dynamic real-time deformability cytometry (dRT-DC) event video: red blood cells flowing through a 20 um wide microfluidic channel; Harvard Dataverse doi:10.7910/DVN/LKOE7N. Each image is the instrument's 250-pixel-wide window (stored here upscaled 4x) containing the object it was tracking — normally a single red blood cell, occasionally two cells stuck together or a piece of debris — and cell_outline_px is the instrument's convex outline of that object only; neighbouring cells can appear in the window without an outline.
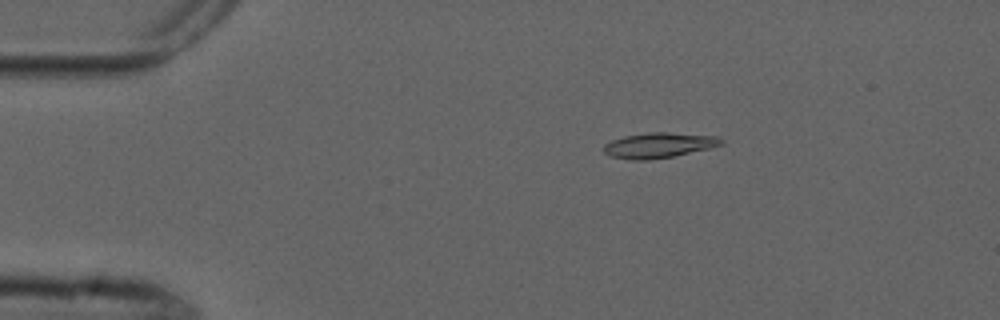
{"species": "common noctule bat (a hibernating species)", "species_latin": "Nyctalus noctula", "temperature_condition": "cold", "stored_images_in_passage": 5, "camera_frame_rate_fps": 3000, "um_per_image_px": 0.085, "animal": {"sex": "male", "forearm_length_mm": 52.5}, "frame": {"image": 1, "passage_image": 3, "time_ms": 2.333, "image_size_px": [1000, 320], "cell_outline_px": [[724, 144], [708, 148], [672, 156], [648, 160], [632, 160], [612, 156], [604, 152], [604, 144], [612, 140], [624, 136], [652, 132], [668, 132], [716, 136], [724, 140]], "centroid_in_image_um": [56.0, 12.34], "position_along_channel_um": 29.0, "area_um2": 17.05}}
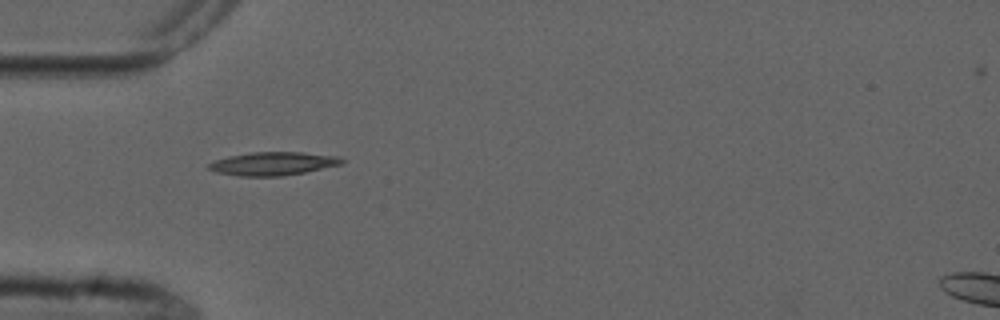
{"frame": {"image": 2, "passage_image": 5, "time_ms": 4.667, "image_size_px": [1000, 320], "cell_outline_px": [[344, 164], [304, 172], [280, 176], [240, 176], [216, 172], [208, 168], [208, 164], [216, 160], [228, 156], [252, 152], [304, 152], [340, 156], [344, 160]], "centroid_in_image_um": [23.25, 13.9], "position_along_channel_um": 61.7, "area_um2": 18.09}}